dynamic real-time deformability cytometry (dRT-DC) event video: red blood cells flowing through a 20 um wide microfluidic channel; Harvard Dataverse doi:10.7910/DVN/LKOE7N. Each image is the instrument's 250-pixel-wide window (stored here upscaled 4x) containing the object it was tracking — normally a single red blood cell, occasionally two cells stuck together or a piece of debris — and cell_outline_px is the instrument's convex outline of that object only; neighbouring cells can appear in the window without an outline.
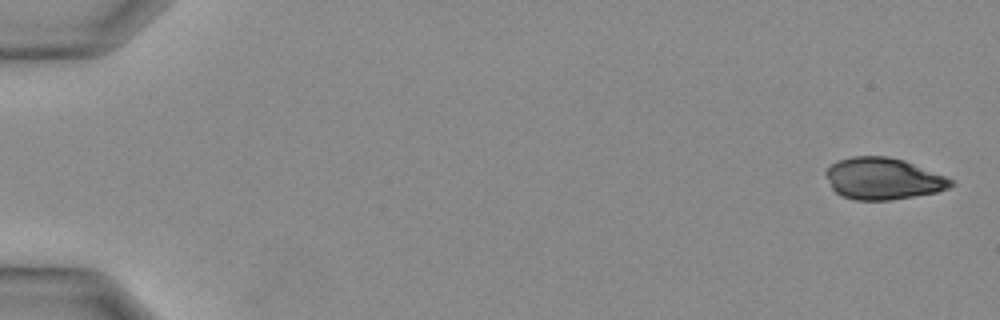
{"species": "Egyptian fruit bat (a non-hibernating species)", "species_latin": "Rousettus aegyptiacus", "temperature_condition": "warm", "stored_images_in_passage": 34, "camera_frame_rate_fps": 3000, "um_per_image_px": 0.085, "animal": {"sex": "female"}, "frame": {"image": 1, "passage_image": 1, "time_ms": 0.0, "image_size_px": [1000, 320], "cell_outline_px": [[952, 184], [948, 188], [936, 192], [888, 200], [856, 200], [840, 196], [832, 188], [824, 172], [832, 164], [840, 160], [852, 156], [888, 156], [904, 160], [944, 176], [952, 180]], "centroid_in_image_um": [75.02, 15.18], "position_along_channel_um": 10.0, "area_um2": 30.0}}
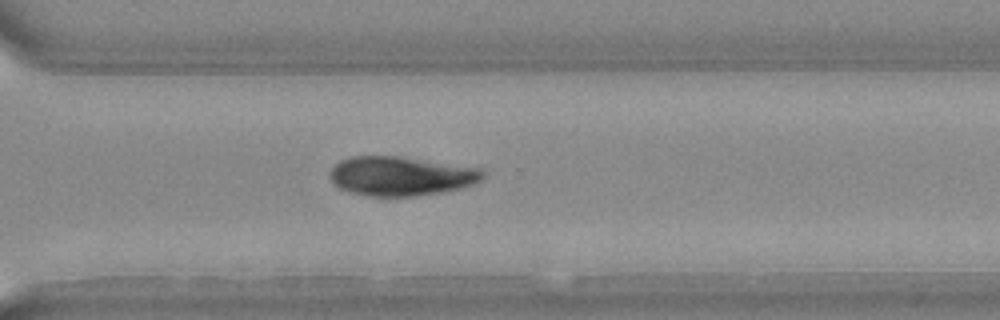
{"frame": {"image": 2, "passage_image": 25, "time_ms": 8.0, "image_size_px": [1000, 320], "cell_outline_px": [[484, 176], [480, 180], [472, 184], [460, 188], [444, 192], [416, 196], [368, 196], [352, 192], [340, 188], [332, 184], [328, 176], [332, 168], [340, 160], [352, 156], [396, 156], [480, 168], [484, 172]], "centroid_in_image_um": [34.04, 14.97], "position_along_channel_um": 336.6, "area_um2": 34.85}}
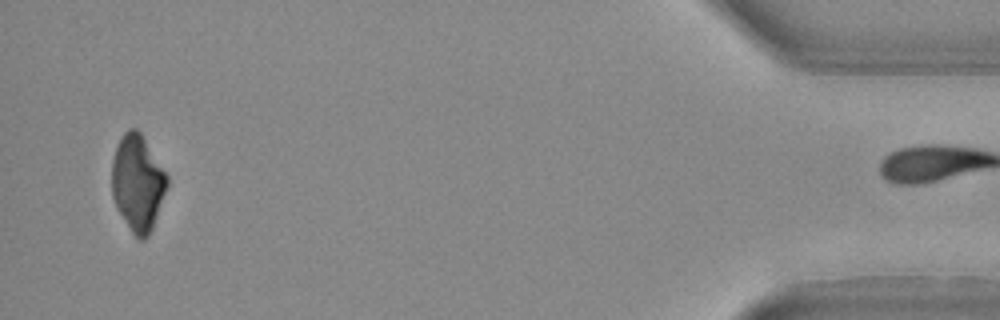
{"frame": {"image": 3, "passage_image": 33, "time_ms": 10.667, "image_size_px": [1000, 320], "cell_outline_px": [[168, 184], [152, 228], [148, 236], [144, 240], [140, 240], [132, 232], [116, 208], [112, 196], [112, 160], [116, 144], [120, 136], [128, 128], [136, 128], [140, 132], [168, 176]], "centroid_in_image_um": [11.67, 15.52], "position_along_channel_um": 423.5, "area_um2": 30.87}}